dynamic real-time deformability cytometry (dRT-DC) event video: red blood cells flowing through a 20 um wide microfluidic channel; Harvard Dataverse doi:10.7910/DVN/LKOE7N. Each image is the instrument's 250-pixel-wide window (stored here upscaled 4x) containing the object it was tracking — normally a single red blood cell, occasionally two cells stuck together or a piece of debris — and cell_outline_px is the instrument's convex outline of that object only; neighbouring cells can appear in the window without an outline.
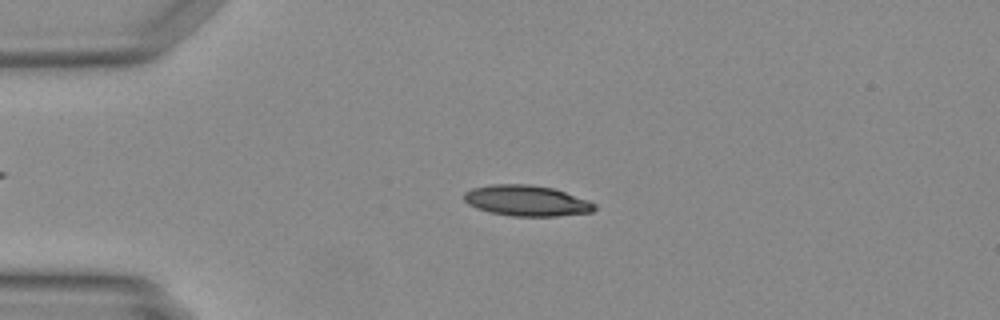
{"species": "Egyptian fruit bat (a non-hibernating species)", "species_latin": "Rousettus aegyptiacus", "temperature_condition": "warm", "stored_images_in_passage": 40, "camera_frame_rate_fps": 3000, "um_per_image_px": 0.085, "animal": {"sex": "female"}, "frame": {"image": 1, "passage_image": 3, "time_ms": 0.667, "image_size_px": [1000, 320], "cell_outline_px": [[596, 208], [592, 212], [556, 216], [512, 216], [488, 212], [476, 208], [468, 204], [464, 200], [464, 192], [472, 188], [492, 184], [528, 184], [552, 188], [588, 200], [596, 204]], "centroid_in_image_um": [44.73, 17.06], "position_along_channel_um": 40.3, "area_um2": 23.35}}
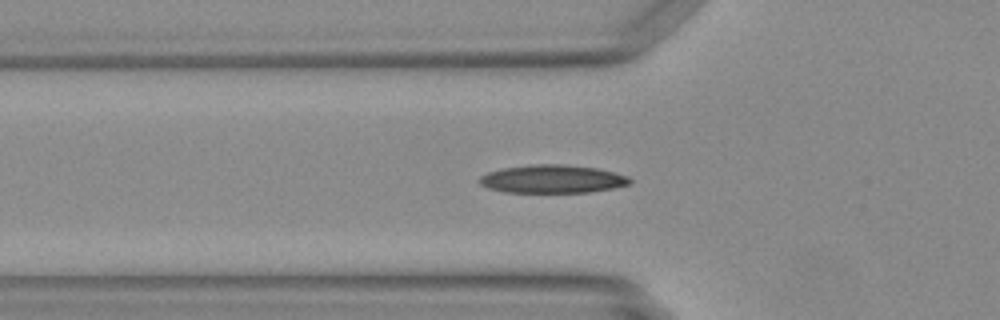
{"frame": {"image": 2, "passage_image": 8, "time_ms": 2.333, "image_size_px": [1000, 320], "cell_outline_px": [[632, 184], [592, 192], [504, 192], [488, 188], [480, 184], [480, 176], [488, 172], [504, 168], [532, 164], [560, 164], [596, 168], [628, 176], [632, 180]], "centroid_in_image_um": [46.97, 15.22], "position_along_channel_um": 78.8, "area_um2": 24.57}}
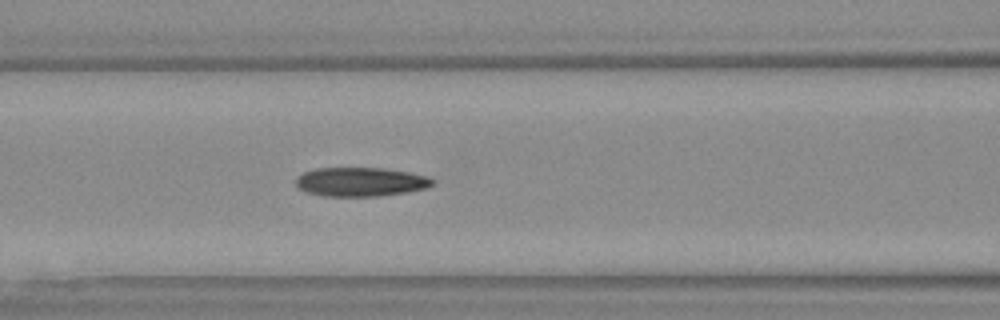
{"frame": {"image": 3, "passage_image": 12, "time_ms": 3.667, "image_size_px": [1000, 320], "cell_outline_px": [[436, 184], [428, 188], [380, 196], [324, 196], [308, 192], [300, 188], [296, 184], [296, 176], [304, 172], [316, 168], [384, 168], [408, 172], [428, 176], [436, 180]], "centroid_in_image_um": [30.7, 15.45], "position_along_channel_um": 135.9, "area_um2": 23.18}}